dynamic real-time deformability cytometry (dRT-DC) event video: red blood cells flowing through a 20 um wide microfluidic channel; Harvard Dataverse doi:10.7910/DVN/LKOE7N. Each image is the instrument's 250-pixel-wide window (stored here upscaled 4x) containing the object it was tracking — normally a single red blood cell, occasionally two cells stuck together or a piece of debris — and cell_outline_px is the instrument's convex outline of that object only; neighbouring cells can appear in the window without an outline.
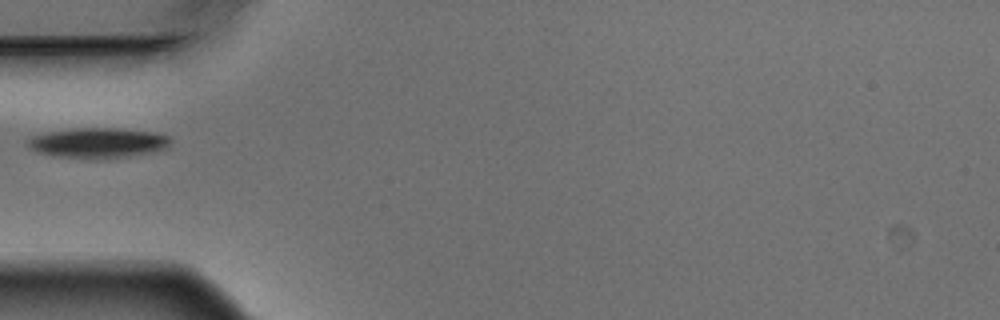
{"species": "Egyptian fruit bat (a non-hibernating species)", "species_latin": "Rousettus aegyptiacus", "temperature_condition": "warm", "stored_images_in_passage": 2, "camera_frame_rate_fps": 3000, "um_per_image_px": 0.085, "animal": {"sex": "male"}, "frame": {"image": 1, "passage_image": 2, "time_ms": 0.333, "image_size_px": [1000, 320], "cell_outline_px": [[172, 140], [168, 148], [152, 152], [124, 156], [52, 156], [36, 152], [28, 144], [28, 140], [32, 136], [48, 132], [76, 128], [116, 128], [156, 132], [168, 136]], "centroid_in_image_um": [8.37, 12.1], "position_along_channel_um": 76.6, "area_um2": 24.22}}